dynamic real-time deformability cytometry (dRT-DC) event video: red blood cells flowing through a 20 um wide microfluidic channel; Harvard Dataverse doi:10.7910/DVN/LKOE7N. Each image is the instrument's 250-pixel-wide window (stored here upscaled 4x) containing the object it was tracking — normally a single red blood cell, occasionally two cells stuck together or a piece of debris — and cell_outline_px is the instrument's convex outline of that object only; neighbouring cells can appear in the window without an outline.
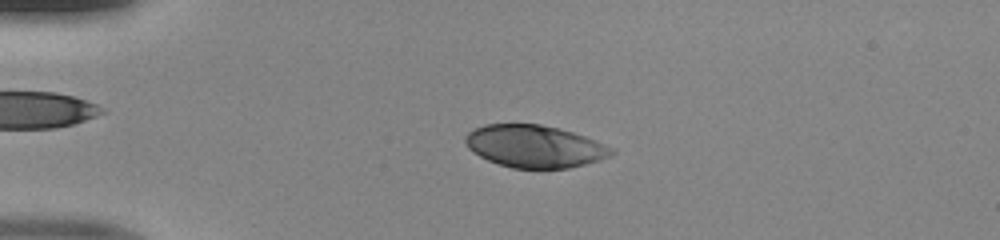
{"species": "human", "species_latin": "Homo sapiens", "temperature_condition": "room temperature", "stored_images_in_passage": 48, "camera_frame_rate_fps": 3000, "um_per_image_px": 0.085, "donor": {"sex": "male"}, "frame": {"image": 1, "passage_image": 11, "time_ms": 3.333, "image_size_px": [1000, 240], "cell_outline_px": [[616, 152], [600, 160], [568, 168], [512, 168], [488, 160], [480, 156], [468, 148], [464, 140], [464, 136], [468, 132], [484, 124], [540, 124], [572, 132], [584, 136], [616, 148]], "centroid_in_image_um": [45.45, 12.43], "position_along_channel_um": 39.6, "area_um2": 35.95}}
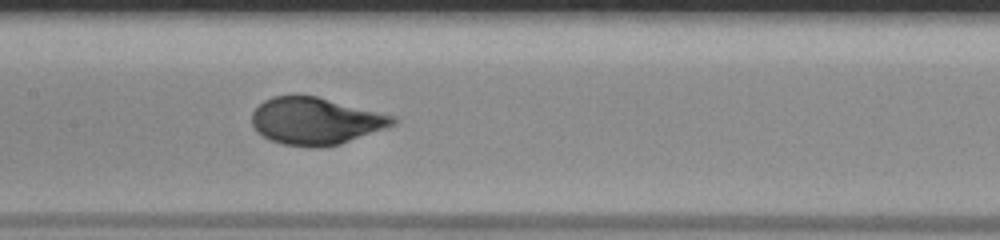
{"frame": {"image": 2, "passage_image": 24, "time_ms": 7.667, "image_size_px": [1000, 240], "cell_outline_px": [[396, 124], [340, 144], [320, 148], [312, 148], [284, 144], [272, 140], [264, 136], [252, 124], [252, 112], [264, 100], [272, 96], [292, 92], [316, 96], [396, 116]], "centroid_in_image_um": [26.81, 10.25], "position_along_channel_um": 180.6, "area_um2": 38.96}}
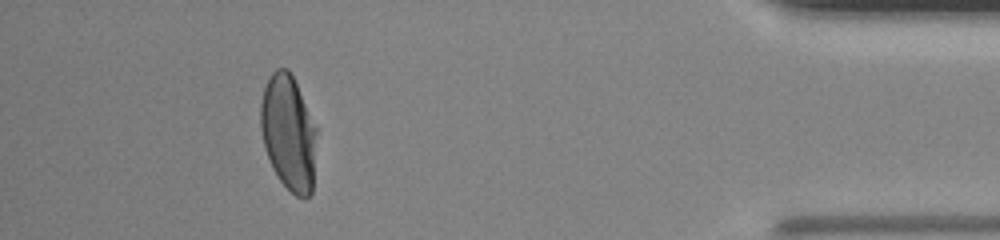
{"frame": {"image": 3, "passage_image": 44, "time_ms": 14.333, "image_size_px": [1000, 240], "cell_outline_px": [[316, 132], [312, 192], [308, 196], [296, 196], [280, 180], [272, 168], [264, 144], [260, 128], [260, 104], [264, 88], [272, 72], [276, 68], [288, 68], [296, 84], [316, 128]], "centroid_in_image_um": [24.5, 11.27], "position_along_channel_um": 410.7, "area_um2": 36.99}}